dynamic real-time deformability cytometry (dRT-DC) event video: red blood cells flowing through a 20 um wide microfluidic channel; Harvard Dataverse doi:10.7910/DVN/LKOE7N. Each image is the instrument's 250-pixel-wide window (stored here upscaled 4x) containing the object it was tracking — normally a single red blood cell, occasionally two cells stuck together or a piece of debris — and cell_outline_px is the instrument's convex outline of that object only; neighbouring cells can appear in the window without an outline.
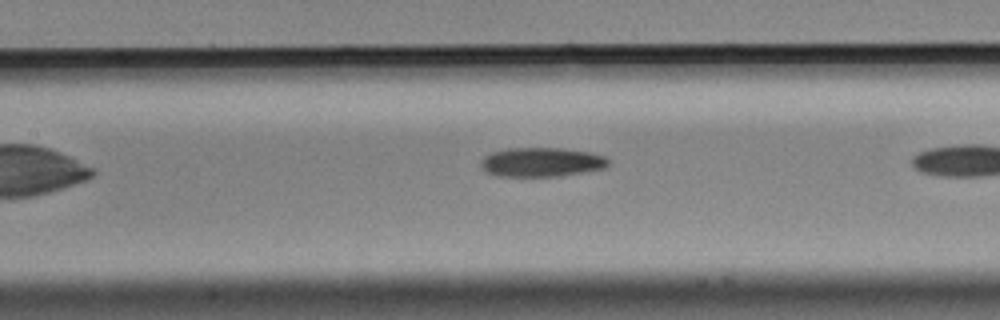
{"species": "Egyptian fruit bat (a non-hibernating species)", "species_latin": "Rousettus aegyptiacus", "temperature_condition": "cold", "stored_images_in_passage": 12, "camera_frame_rate_fps": 3000, "um_per_image_px": 0.085, "animal": {"sex": "male"}, "frame": {"image": 1, "passage_image": 10, "time_ms": 3.0, "image_size_px": [1000, 320], "cell_outline_px": [[608, 164], [604, 168], [556, 176], [496, 176], [484, 172], [480, 168], [480, 160], [484, 156], [492, 152], [508, 148], [560, 148], [588, 152], [604, 156], [608, 160]], "centroid_in_image_um": [45.93, 13.78], "position_along_channel_um": 161.5, "area_um2": 21.62}}